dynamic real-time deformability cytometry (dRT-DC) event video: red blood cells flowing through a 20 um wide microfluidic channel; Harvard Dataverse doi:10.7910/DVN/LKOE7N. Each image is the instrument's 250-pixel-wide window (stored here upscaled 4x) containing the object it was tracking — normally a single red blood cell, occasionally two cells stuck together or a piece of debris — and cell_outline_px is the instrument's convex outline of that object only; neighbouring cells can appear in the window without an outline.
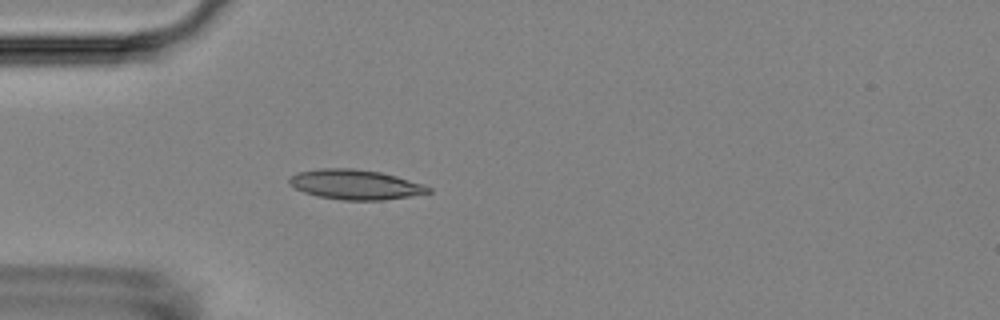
{"species": "Egyptian fruit bat (a non-hibernating species)", "species_latin": "Rousettus aegyptiacus", "temperature_condition": "room temperature", "stored_images_in_passage": 1, "camera_frame_rate_fps": 3000, "um_per_image_px": 0.085, "animal": {"sex": "female"}, "frame": {"image": 1, "passage_image": 1, "time_ms": 0.0, "image_size_px": [1000, 320], "cell_outline_px": [[432, 192], [384, 200], [340, 200], [316, 196], [304, 192], [288, 184], [288, 180], [292, 176], [300, 172], [320, 168], [352, 168], [380, 172], [396, 176], [424, 184], [432, 188]], "centroid_in_image_um": [30.21, 15.69], "position_along_channel_um": 54.8, "area_um2": 24.16}}